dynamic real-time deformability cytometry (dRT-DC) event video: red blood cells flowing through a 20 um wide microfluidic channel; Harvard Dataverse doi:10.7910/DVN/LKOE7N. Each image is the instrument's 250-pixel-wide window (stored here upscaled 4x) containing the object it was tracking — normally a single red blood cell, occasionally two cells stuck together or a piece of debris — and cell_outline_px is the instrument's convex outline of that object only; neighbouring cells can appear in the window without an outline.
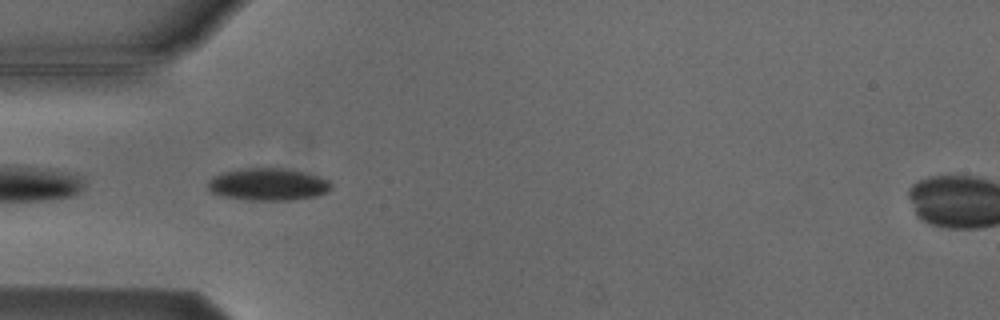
{"species": "Egyptian fruit bat (a non-hibernating species)", "species_latin": "Rousettus aegyptiacus", "temperature_condition": "cold", "stored_images_in_passage": 6, "camera_frame_rate_fps": 3000, "um_per_image_px": 0.085, "animal": {"sex": "male"}, "frame": {"image": 1, "passage_image": 5, "time_ms": 4.667, "image_size_px": [1000, 320], "cell_outline_px": [[332, 188], [328, 192], [316, 196], [292, 200], [248, 200], [224, 196], [212, 192], [208, 188], [208, 180], [212, 176], [220, 172], [244, 168], [280, 168], [308, 172], [328, 180], [332, 184]], "centroid_in_image_um": [22.8, 15.66], "position_along_channel_um": 62.2, "area_um2": 23.41}}